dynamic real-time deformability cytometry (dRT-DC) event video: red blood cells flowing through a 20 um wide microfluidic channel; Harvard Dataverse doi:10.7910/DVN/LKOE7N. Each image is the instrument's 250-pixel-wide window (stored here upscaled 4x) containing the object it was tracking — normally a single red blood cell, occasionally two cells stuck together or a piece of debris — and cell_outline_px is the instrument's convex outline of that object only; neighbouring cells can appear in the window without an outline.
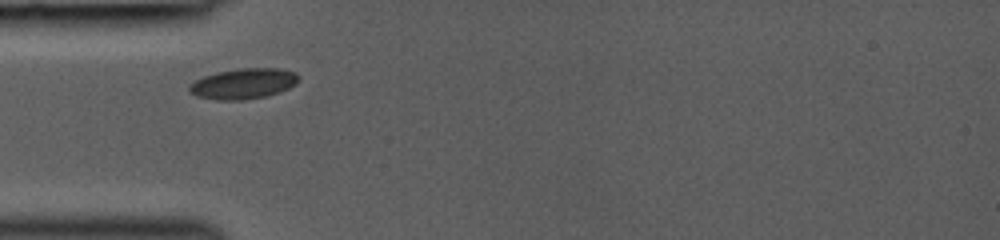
{"species": "common noctule bat (a hibernating species)", "species_latin": "Nyctalus noctula", "temperature_condition": "room temperature", "stored_images_in_passage": 38, "camera_frame_rate_fps": 3000, "um_per_image_px": 0.085, "animal": {"sex": "female", "body_mass_g": 19.0, "forearm_length_mm": 53.3}, "frame": {"image": 1, "passage_image": 1, "time_ms": 0.0, "image_size_px": [1000, 240], "cell_outline_px": [[300, 80], [296, 84], [280, 92], [264, 96], [244, 100], [216, 100], [196, 96], [188, 88], [196, 80], [204, 76], [216, 72], [240, 68], [280, 68], [296, 72], [300, 76]], "centroid_in_image_um": [20.74, 7.1], "position_along_channel_um": 64.3, "area_um2": 19.48}}
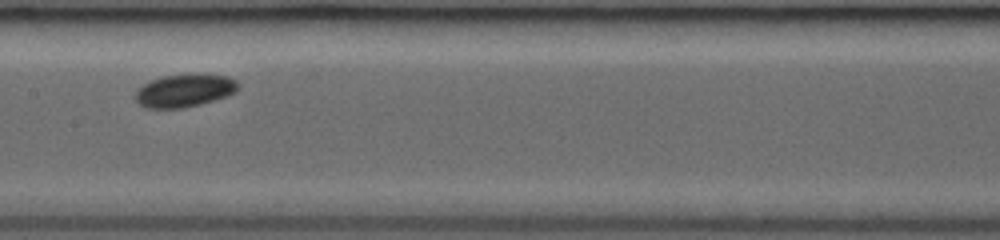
{"frame": {"image": 2, "passage_image": 15, "time_ms": 3.0, "image_size_px": [1000, 240], "cell_outline_px": [[240, 88], [236, 92], [228, 96], [200, 104], [184, 108], [144, 108], [136, 100], [136, 92], [144, 84], [160, 76], [228, 76], [236, 80], [240, 84]], "centroid_in_image_um": [15.71, 7.73], "position_along_channel_um": 191.7, "area_um2": 19.19}}
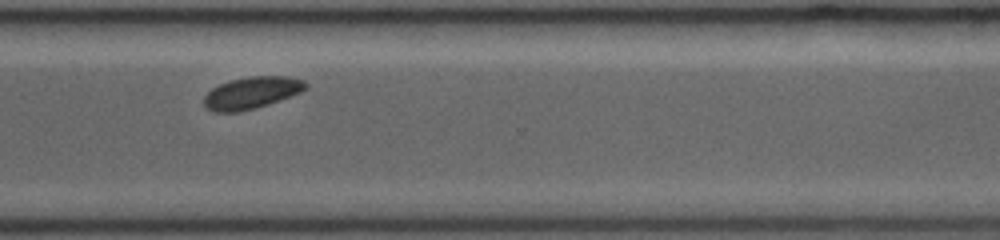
{"frame": {"image": 3, "passage_image": 37, "time_ms": 6.667, "image_size_px": [1000, 240], "cell_outline_px": [[308, 88], [300, 92], [268, 104], [256, 108], [236, 112], [216, 112], [208, 108], [204, 104], [204, 96], [212, 88], [228, 80], [248, 76], [288, 76], [304, 80], [308, 84]], "centroid_in_image_um": [21.4, 7.87], "position_along_channel_um": 349.2, "area_um2": 18.9}}